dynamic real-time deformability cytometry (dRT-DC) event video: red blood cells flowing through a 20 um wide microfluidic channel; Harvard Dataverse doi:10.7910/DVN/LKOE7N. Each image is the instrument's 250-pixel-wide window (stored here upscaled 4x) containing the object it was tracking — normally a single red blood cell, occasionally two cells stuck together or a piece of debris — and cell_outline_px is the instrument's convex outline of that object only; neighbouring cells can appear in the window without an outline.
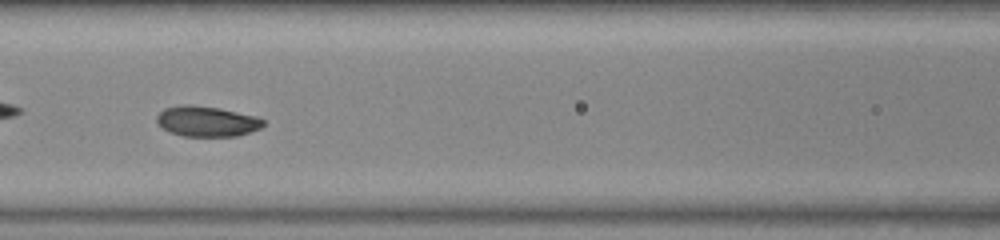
{"species": "common noctule bat (a hibernating species)", "species_latin": "Nyctalus noctula", "temperature_condition": "warm", "stored_images_in_passage": 53, "camera_frame_rate_fps": 3000, "um_per_image_px": 0.085, "animal": {"sex": "female", "body_mass_g": 23.0, "forearm_length_mm": 53.4}, "frame": {"image": 1, "passage_image": 23, "time_ms": 7.333, "image_size_px": [1000, 240], "cell_outline_px": [[264, 124], [260, 128], [236, 136], [184, 136], [168, 132], [156, 120], [156, 116], [164, 108], [180, 104], [192, 104], [220, 108], [256, 116], [264, 120]], "centroid_in_image_um": [17.55, 10.3], "position_along_channel_um": 149.0, "area_um2": 18.9}}
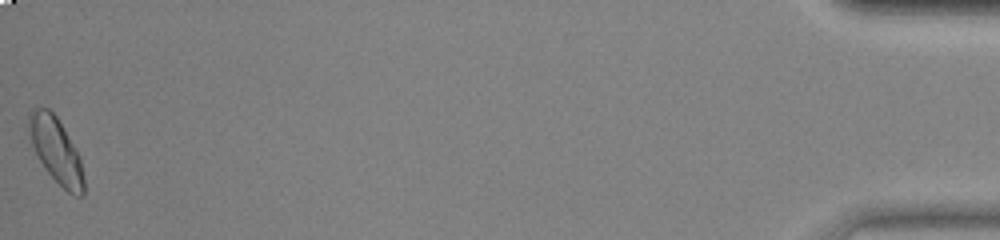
{"frame": {"image": 2, "passage_image": 53, "time_ms": 17.333, "image_size_px": [1000, 240], "cell_outline_px": [[84, 196], [72, 196], [48, 172], [36, 156], [32, 144], [28, 120], [28, 116], [32, 108], [48, 108], [56, 116], [80, 156], [84, 176]], "centroid_in_image_um": [4.78, 12.81], "position_along_channel_um": 430.4, "area_um2": 20.69}, "authors_computed_cell_mechanics": {"area_um2": 18.6116, "velocity_mm_per_s": 3.8197, "shape_relaxation_time_tau1_ms": 6.1669, "shape_relaxation_time_tau2_ms": 1.5719, "deformation_change_tau1": 0.1981, "deformation_change_tau2": 0.0519}}